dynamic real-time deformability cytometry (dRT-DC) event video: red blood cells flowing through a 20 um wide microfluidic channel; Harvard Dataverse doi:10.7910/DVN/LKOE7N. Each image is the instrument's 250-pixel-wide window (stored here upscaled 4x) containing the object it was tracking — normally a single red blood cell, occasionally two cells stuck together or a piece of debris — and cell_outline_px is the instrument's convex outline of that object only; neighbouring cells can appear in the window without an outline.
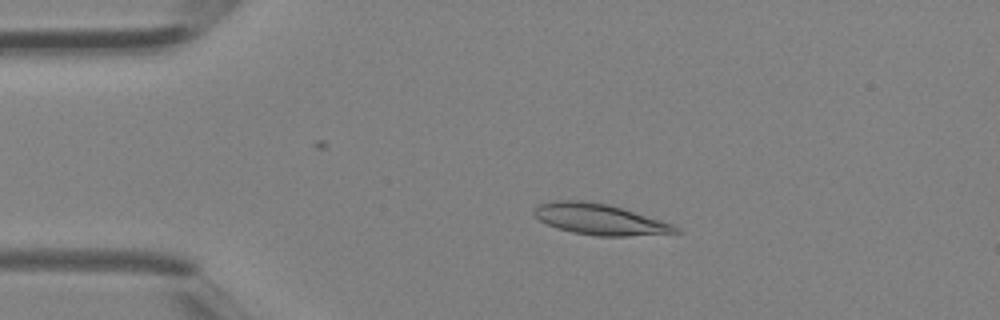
{"species": "Egyptian fruit bat (a non-hibernating species)", "species_latin": "Rousettus aegyptiacus", "temperature_condition": "room temperature", "stored_images_in_passage": 4, "camera_frame_rate_fps": 3000, "um_per_image_px": 0.085, "animal": {"sex": "female"}, "frame": {"image": 1, "passage_image": 3, "time_ms": 0.667, "image_size_px": [1000, 320], "cell_outline_px": [[684, 232], [628, 236], [596, 236], [572, 232], [548, 224], [540, 220], [532, 212], [536, 204], [556, 200], [584, 200], [608, 204], [660, 220], [672, 224], [680, 228]], "centroid_in_image_um": [50.96, 18.63], "position_along_channel_um": 34.0, "area_um2": 25.37}}